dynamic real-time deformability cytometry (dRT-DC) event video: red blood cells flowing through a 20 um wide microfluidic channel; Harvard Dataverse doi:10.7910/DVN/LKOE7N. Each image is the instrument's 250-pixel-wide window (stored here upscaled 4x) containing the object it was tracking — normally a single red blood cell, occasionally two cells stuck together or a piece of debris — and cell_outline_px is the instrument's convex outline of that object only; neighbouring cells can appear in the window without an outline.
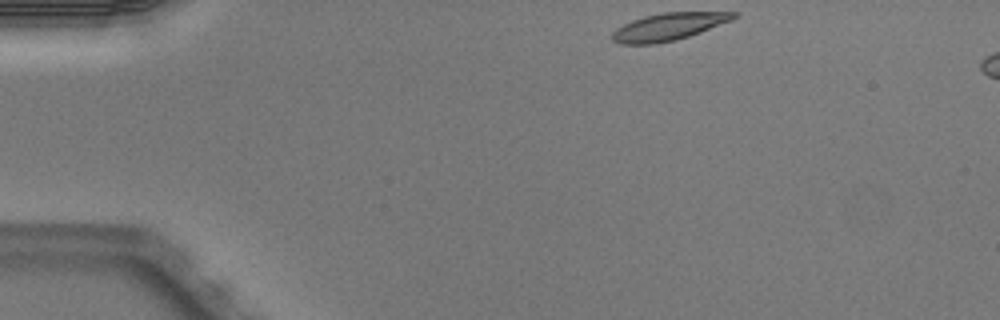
{"species": "Egyptian fruit bat (a non-hibernating species)", "species_latin": "Rousettus aegyptiacus", "temperature_condition": "warm", "stored_images_in_passage": 4, "camera_frame_rate_fps": 3000, "um_per_image_px": 0.085, "animal": {"sex": "male"}, "frame": {"image": 1, "passage_image": 1, "time_ms": 0.0, "image_size_px": [1000, 320], "cell_outline_px": [[740, 12], [732, 20], [700, 32], [676, 40], [656, 44], [620, 44], [612, 40], [612, 32], [616, 28], [632, 20], [644, 16], [664, 12]], "centroid_in_image_um": [56.81, 2.27], "position_along_channel_um": 28.2, "area_um2": 19.31}}